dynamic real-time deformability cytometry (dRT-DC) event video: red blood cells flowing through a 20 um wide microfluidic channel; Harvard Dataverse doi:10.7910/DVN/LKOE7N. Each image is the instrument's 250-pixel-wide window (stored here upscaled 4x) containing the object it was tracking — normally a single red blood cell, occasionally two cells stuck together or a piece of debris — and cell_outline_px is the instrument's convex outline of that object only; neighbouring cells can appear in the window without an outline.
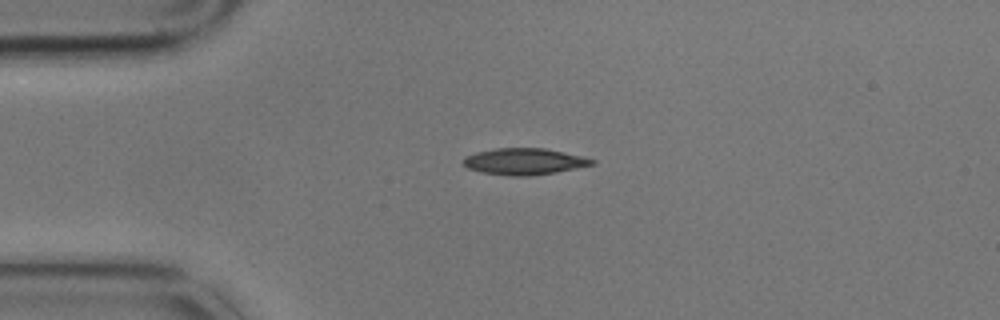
{"species": "common noctule bat (a hibernating species)", "species_latin": "Nyctalus noctula", "temperature_condition": "cold", "stored_images_in_passage": 3, "camera_frame_rate_fps": 3000, "um_per_image_px": 0.085, "animal": {"sex": "male", "body_mass_g": 17.9}, "frame": {"image": 1, "passage_image": 1, "time_ms": 0.0, "image_size_px": [1000, 320], "cell_outline_px": [[596, 164], [556, 172], [528, 176], [512, 176], [480, 172], [468, 168], [464, 164], [464, 156], [476, 152], [496, 148], [544, 148], [584, 156], [596, 160]], "centroid_in_image_um": [44.59, 13.72], "position_along_channel_um": 40.4, "area_um2": 19.88}}